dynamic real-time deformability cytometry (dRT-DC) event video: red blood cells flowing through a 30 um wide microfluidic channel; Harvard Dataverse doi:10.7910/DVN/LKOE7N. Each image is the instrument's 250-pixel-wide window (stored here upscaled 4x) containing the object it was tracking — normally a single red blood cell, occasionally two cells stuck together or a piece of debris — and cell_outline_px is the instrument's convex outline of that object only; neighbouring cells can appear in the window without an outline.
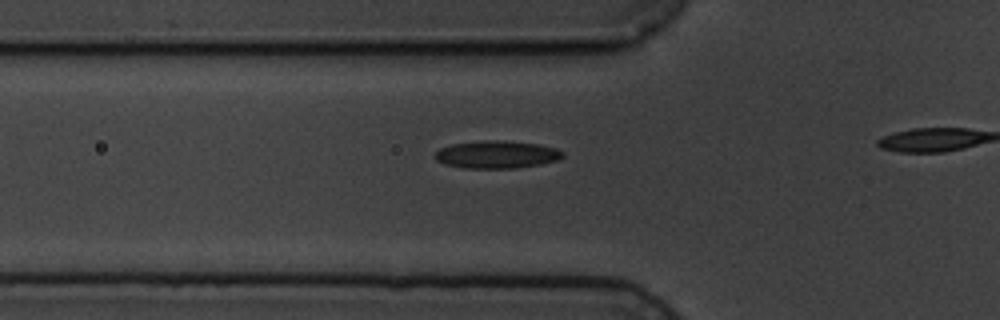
{"species": "common noctule bat (a hibernating species)", "species_latin": "Nyctalus noctula", "temperature_condition": "cold", "stored_images_in_passage": 5, "camera_frame_rate_fps": 3000, "um_per_image_px": 0.085, "animal": {"sex": "male", "body_mass_g": 19.5, "forearm_length_mm": 54.6}, "frame": {"image": 1, "passage_image": 5, "time_ms": 4.333, "image_size_px": [1000, 320], "cell_outline_px": [[564, 156], [556, 160], [540, 164], [516, 168], [464, 168], [444, 164], [436, 160], [436, 152], [440, 148], [452, 144], [488, 140], [504, 140], [540, 144], [556, 148], [564, 152]], "centroid_in_image_um": [42.24, 13.13], "position_along_channel_um": 83.6, "area_um2": 20.52}}